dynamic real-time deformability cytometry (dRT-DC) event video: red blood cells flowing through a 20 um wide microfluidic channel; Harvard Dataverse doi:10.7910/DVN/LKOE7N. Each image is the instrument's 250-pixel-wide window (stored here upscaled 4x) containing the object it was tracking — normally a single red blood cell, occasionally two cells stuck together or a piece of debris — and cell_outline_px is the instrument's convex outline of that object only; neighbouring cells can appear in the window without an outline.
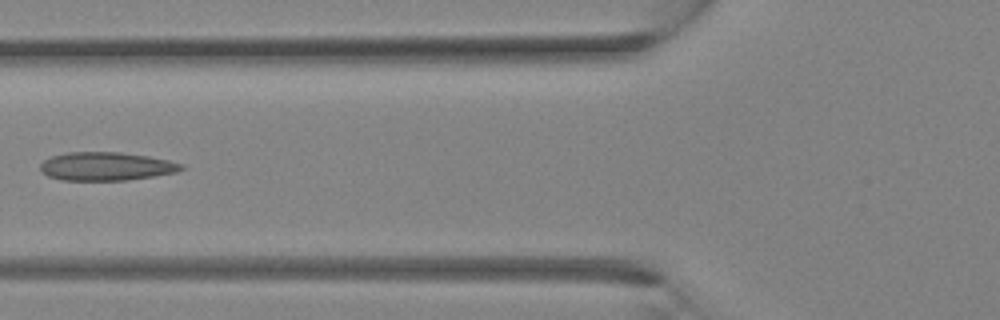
{"species": "Egyptian fruit bat (a non-hibernating species)", "species_latin": "Rousettus aegyptiacus", "temperature_condition": "room temperature", "stored_images_in_passage": 3, "camera_frame_rate_fps": 3000, "um_per_image_px": 0.085, "animal": {"sex": "female"}, "frame": {"image": 1, "passage_image": 3, "time_ms": 0.667, "image_size_px": [1000, 320], "cell_outline_px": [[184, 168], [176, 172], [128, 180], [60, 180], [48, 176], [40, 172], [40, 164], [44, 160], [52, 156], [68, 152], [120, 152], [148, 156], [168, 160], [184, 164]], "centroid_in_image_um": [9.0, 14.14], "position_along_channel_um": 116.8, "area_um2": 23.35}}